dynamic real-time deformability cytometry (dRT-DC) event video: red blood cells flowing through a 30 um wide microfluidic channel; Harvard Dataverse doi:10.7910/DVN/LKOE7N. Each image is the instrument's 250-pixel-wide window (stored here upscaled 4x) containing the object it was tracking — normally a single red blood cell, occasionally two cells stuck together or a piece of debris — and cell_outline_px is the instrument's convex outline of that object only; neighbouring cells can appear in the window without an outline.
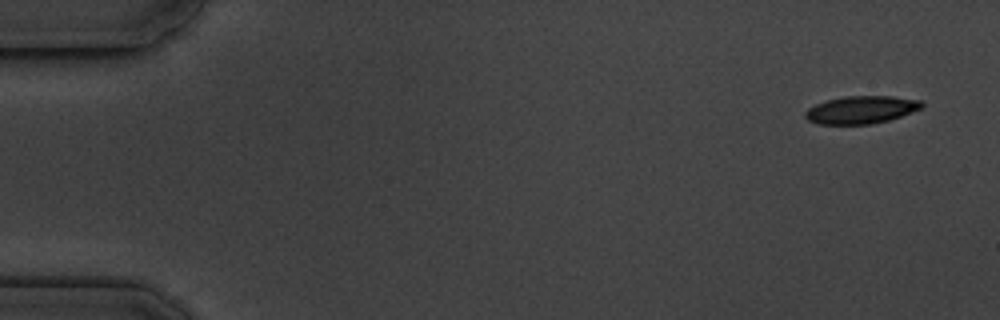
{"species": "common noctule bat (a hibernating species)", "species_latin": "Nyctalus noctula", "temperature_condition": "cold", "stored_images_in_passage": 4, "camera_frame_rate_fps": 3000, "um_per_image_px": 0.085, "animal": {"sex": "male", "body_mass_g": 19.5, "forearm_length_mm": 54.6}, "frame": {"image": 1, "passage_image": 1, "time_ms": 0.0, "image_size_px": [1000, 320], "cell_outline_px": [[924, 104], [920, 108], [900, 116], [888, 120], [872, 124], [816, 124], [808, 120], [804, 116], [804, 112], [808, 108], [816, 104], [828, 100], [844, 96], [892, 96], [920, 100]], "centroid_in_image_um": [73.16, 9.33], "position_along_channel_um": 11.8, "area_um2": 18.67}}
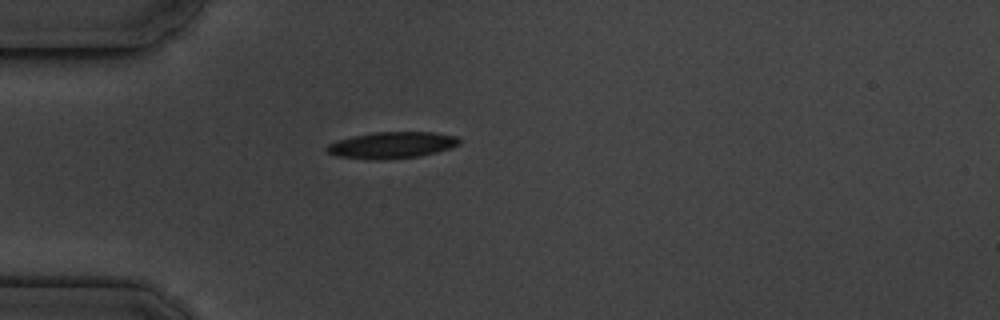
{"frame": {"image": 2, "passage_image": 4, "time_ms": 4.333, "image_size_px": [1000, 320], "cell_outline_px": [[460, 144], [436, 152], [420, 156], [384, 160], [372, 160], [336, 156], [328, 152], [324, 148], [328, 144], [336, 140], [376, 132], [432, 132], [456, 136], [460, 140]], "centroid_in_image_um": [33.28, 12.34], "position_along_channel_um": 51.7, "area_um2": 20.4}}